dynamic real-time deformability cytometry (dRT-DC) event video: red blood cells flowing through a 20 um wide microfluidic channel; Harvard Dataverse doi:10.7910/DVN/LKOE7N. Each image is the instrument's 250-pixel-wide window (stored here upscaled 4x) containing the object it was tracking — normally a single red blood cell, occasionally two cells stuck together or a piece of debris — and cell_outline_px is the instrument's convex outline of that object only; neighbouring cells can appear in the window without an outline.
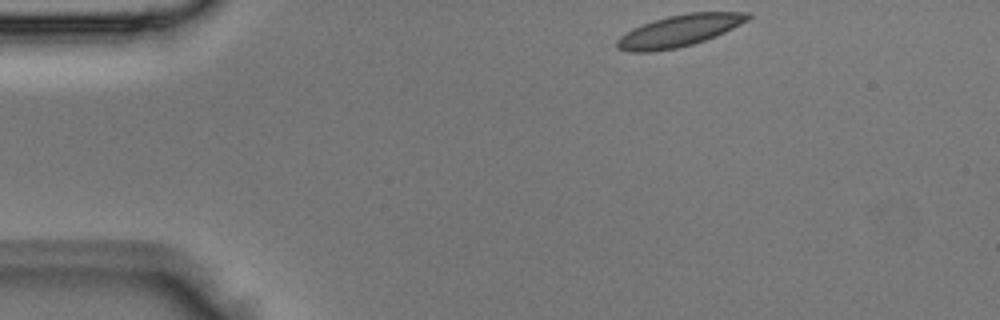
{"species": "Egyptian fruit bat (a non-hibernating species)", "species_latin": "Rousettus aegyptiacus", "temperature_condition": "room temperature", "stored_images_in_passage": 2, "camera_frame_rate_fps": 3000, "um_per_image_px": 0.085, "animal": {"sex": "male"}, "frame": {"image": 1, "passage_image": 1, "time_ms": 0.0, "image_size_px": [1000, 320], "cell_outline_px": [[752, 16], [748, 20], [716, 36], [692, 44], [676, 48], [652, 52], [628, 52], [616, 48], [616, 40], [620, 36], [632, 28], [668, 16], [688, 12], [748, 12]], "centroid_in_image_um": [57.71, 2.62], "position_along_channel_um": 27.3, "area_um2": 24.04}}